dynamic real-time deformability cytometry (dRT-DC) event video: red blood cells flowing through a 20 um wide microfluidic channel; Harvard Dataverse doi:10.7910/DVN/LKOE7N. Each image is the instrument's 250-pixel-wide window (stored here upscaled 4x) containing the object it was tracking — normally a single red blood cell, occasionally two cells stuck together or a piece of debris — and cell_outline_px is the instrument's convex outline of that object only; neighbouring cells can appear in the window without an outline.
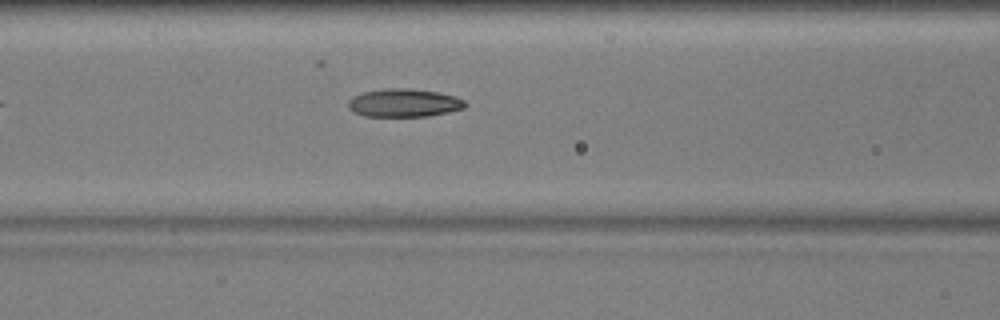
{"species": "common noctule bat (a hibernating species)", "species_latin": "Nyctalus noctula", "temperature_condition": "warm", "stored_images_in_passage": 23, "camera_frame_rate_fps": 3000, "um_per_image_px": 0.085, "animal": {"sex": "male", "body_mass_g": 17.9, "forearm_length_mm": 54.2}, "frame": {"image": 1, "passage_image": 7, "time_ms": 2.0, "image_size_px": [1000, 320], "cell_outline_px": [[468, 104], [464, 108], [448, 112], [428, 116], [364, 116], [348, 108], [348, 100], [352, 96], [360, 92], [384, 88], [408, 88], [436, 92], [456, 96], [464, 100]], "centroid_in_image_um": [34.32, 8.73], "position_along_channel_um": 132.3, "area_um2": 19.31}}
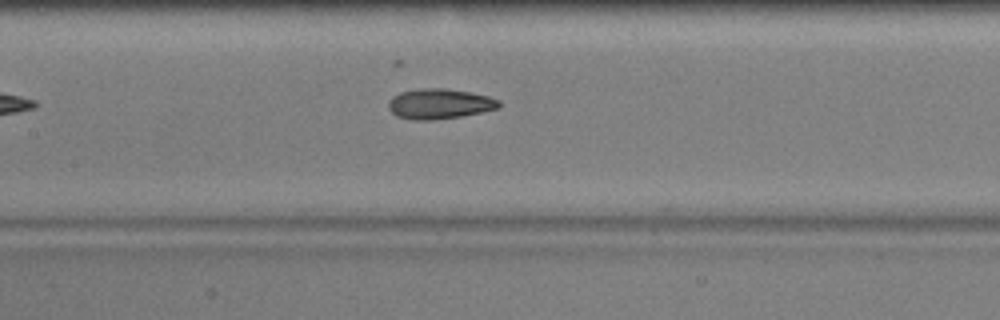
{"frame": {"image": 2, "passage_image": 10, "time_ms": 3.0, "image_size_px": [1000, 320], "cell_outline_px": [[500, 104], [496, 108], [480, 112], [460, 116], [432, 120], [412, 120], [396, 116], [388, 108], [388, 100], [392, 96], [400, 92], [420, 88], [444, 88], [468, 92], [488, 96], [500, 100]], "centroid_in_image_um": [37.29, 8.82], "position_along_channel_um": 170.1, "area_um2": 19.36}}
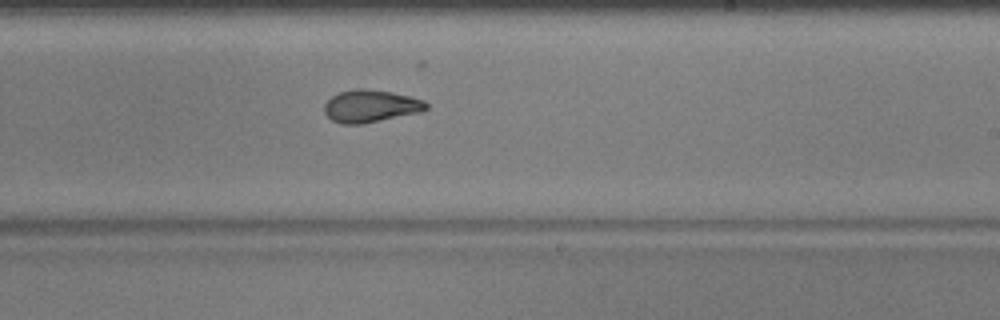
{"frame": {"image": 3, "passage_image": 17, "time_ms": 5.333, "image_size_px": [1000, 320], "cell_outline_px": [[428, 108], [420, 112], [360, 124], [340, 124], [332, 120], [324, 112], [324, 104], [332, 96], [340, 92], [356, 88], [364, 88], [392, 92], [424, 100], [428, 104]], "centroid_in_image_um": [31.49, 9.01], "position_along_channel_um": 257.5, "area_um2": 19.13}}